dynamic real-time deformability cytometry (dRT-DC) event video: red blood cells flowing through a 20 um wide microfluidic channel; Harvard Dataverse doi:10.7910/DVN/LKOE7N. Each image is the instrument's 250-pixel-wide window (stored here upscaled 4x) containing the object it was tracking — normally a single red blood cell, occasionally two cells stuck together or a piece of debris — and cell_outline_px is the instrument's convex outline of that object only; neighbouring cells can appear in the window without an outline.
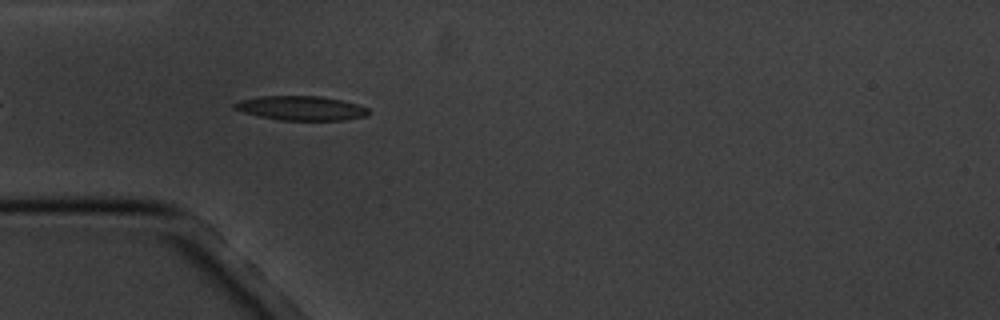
{"species": "common noctule bat (a hibernating species)", "species_latin": "Nyctalus noctula", "temperature_condition": "cold", "stored_images_in_passage": 5, "camera_frame_rate_fps": 3000, "um_per_image_px": 0.085, "animal": {"sex": "male", "body_mass_g": 20.1, "forearm_length_mm": 53.5}, "frame": {"image": 1, "passage_image": 5, "time_ms": 4.667, "image_size_px": [1000, 320], "cell_outline_px": [[372, 112], [368, 116], [344, 120], [280, 120], [260, 116], [244, 112], [232, 108], [232, 104], [240, 100], [260, 96], [320, 96], [344, 100], [368, 108]], "centroid_in_image_um": [25.63, 9.19], "position_along_channel_um": 59.4, "area_um2": 19.13}}